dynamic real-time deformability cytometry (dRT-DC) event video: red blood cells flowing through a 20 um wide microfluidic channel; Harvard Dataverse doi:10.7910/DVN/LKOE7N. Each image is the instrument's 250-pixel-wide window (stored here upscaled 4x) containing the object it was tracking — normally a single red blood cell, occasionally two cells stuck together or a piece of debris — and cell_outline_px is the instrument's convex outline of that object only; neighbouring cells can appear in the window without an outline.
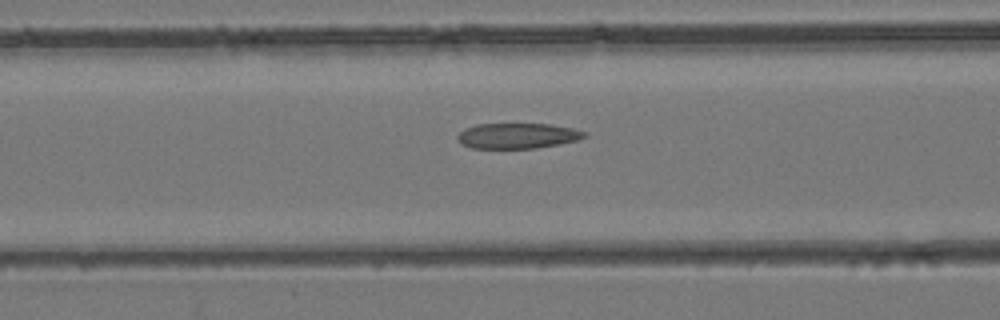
{"species": "common noctule bat (a hibernating species)", "species_latin": "Nyctalus noctula", "temperature_condition": "room temperature", "stored_images_in_passage": 35, "camera_frame_rate_fps": 3000, "um_per_image_px": 0.085, "animal": {"sex": "female", "body_mass_g": 24.6, "forearm_length_mm": 56.2}, "frame": {"image": 1, "passage_image": 12, "time_ms": 3.667, "image_size_px": [1000, 320], "cell_outline_px": [[588, 136], [580, 140], [560, 144], [536, 148], [472, 148], [460, 144], [456, 140], [456, 136], [464, 128], [476, 124], [548, 124], [572, 128], [584, 132]], "centroid_in_image_um": [43.96, 11.55], "position_along_channel_um": 122.6, "area_um2": 18.96}}
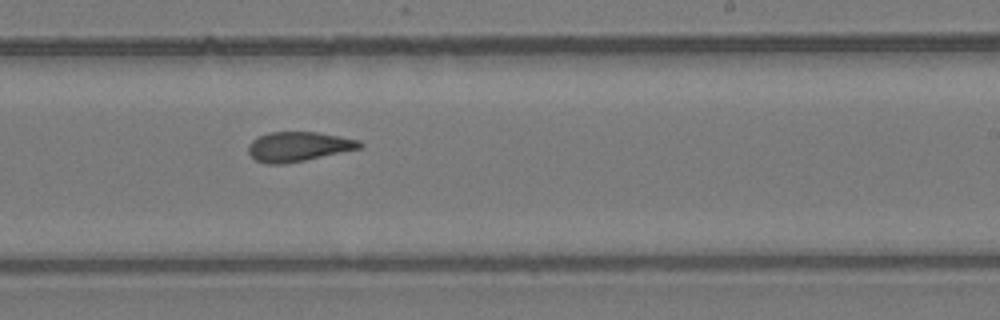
{"frame": {"image": 2, "passage_image": 21, "time_ms": 6.667, "image_size_px": [1000, 320], "cell_outline_px": [[364, 144], [360, 148], [304, 160], [284, 164], [268, 164], [256, 160], [248, 152], [248, 144], [252, 140], [268, 132], [316, 132], [360, 140]], "centroid_in_image_um": [25.34, 12.45], "position_along_channel_um": 263.7, "area_um2": 19.02}}
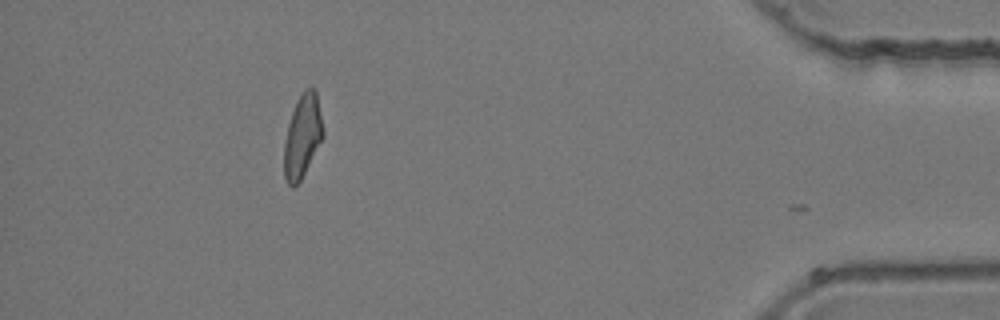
{"frame": {"image": 3, "passage_image": 34, "time_ms": 11.0, "image_size_px": [1000, 320], "cell_outline_px": [[324, 136], [300, 180], [292, 188], [288, 184], [284, 176], [284, 144], [288, 124], [296, 100], [304, 88], [312, 84], [316, 88], [324, 128]], "centroid_in_image_um": [25.73, 11.48], "position_along_channel_um": 409.5, "area_um2": 19.13}}